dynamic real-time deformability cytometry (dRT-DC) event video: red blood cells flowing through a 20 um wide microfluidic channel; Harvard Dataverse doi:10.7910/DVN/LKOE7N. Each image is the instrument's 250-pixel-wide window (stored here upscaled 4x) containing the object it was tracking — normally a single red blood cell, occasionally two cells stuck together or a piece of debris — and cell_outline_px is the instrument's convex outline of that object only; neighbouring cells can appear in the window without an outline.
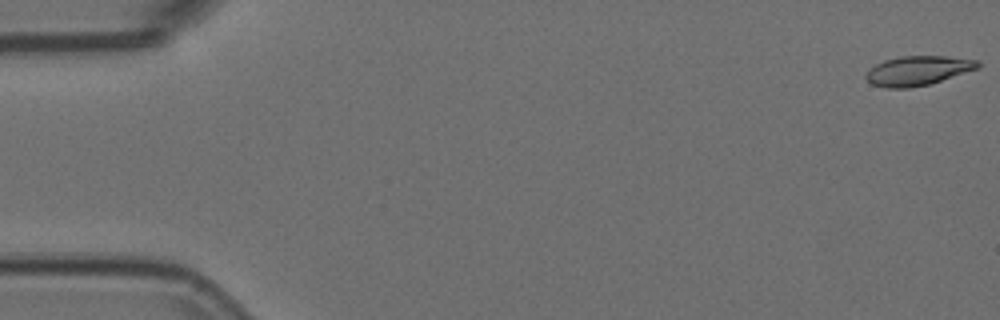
{"species": "Egyptian fruit bat (a non-hibernating species)", "species_latin": "Rousettus aegyptiacus", "temperature_condition": "room temperature", "stored_images_in_passage": 13, "camera_frame_rate_fps": 3000, "um_per_image_px": 0.085, "animal": {"sex": "female"}, "frame": {"image": 1, "passage_image": 1, "time_ms": 0.0, "image_size_px": [1000, 320], "cell_outline_px": [[980, 68], [928, 84], [908, 88], [884, 88], [872, 84], [864, 76], [876, 64], [884, 60], [900, 56], [948, 56], [980, 60]], "centroid_in_image_um": [78.05, 5.99], "position_along_channel_um": 7.0, "area_um2": 19.13}}